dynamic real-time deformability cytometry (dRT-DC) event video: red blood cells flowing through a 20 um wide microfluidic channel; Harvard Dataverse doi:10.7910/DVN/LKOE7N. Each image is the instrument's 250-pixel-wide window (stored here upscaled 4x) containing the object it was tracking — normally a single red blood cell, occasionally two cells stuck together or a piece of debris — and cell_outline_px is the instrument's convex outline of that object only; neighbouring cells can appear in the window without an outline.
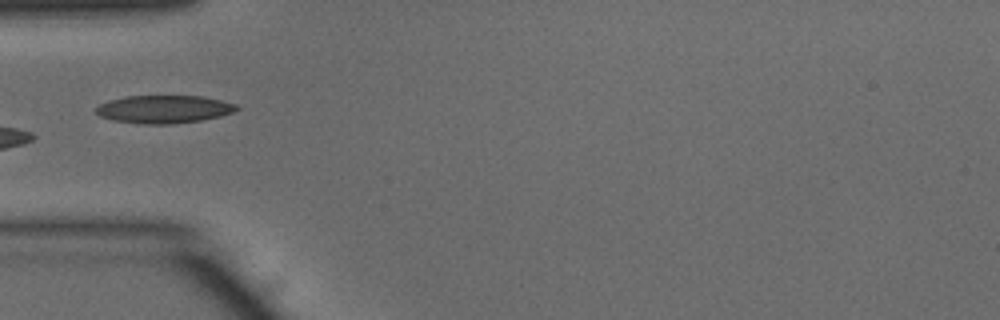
{"species": "common noctule bat (a hibernating species)", "species_latin": "Nyctalus noctula", "temperature_condition": "warm", "stored_images_in_passage": 12, "camera_frame_rate_fps": 3000, "um_per_image_px": 0.085, "animal": {"sex": "male", "body_mass_g": 15.6}, "frame": {"image": 1, "passage_image": 1, "time_ms": 0.0, "image_size_px": [1000, 320], "cell_outline_px": [[240, 108], [232, 112], [220, 116], [200, 120], [172, 124], [136, 124], [112, 120], [100, 116], [92, 108], [108, 100], [124, 96], [204, 96], [236, 104]], "centroid_in_image_um": [13.88, 9.28], "position_along_channel_um": 71.1, "area_um2": 23.06}}